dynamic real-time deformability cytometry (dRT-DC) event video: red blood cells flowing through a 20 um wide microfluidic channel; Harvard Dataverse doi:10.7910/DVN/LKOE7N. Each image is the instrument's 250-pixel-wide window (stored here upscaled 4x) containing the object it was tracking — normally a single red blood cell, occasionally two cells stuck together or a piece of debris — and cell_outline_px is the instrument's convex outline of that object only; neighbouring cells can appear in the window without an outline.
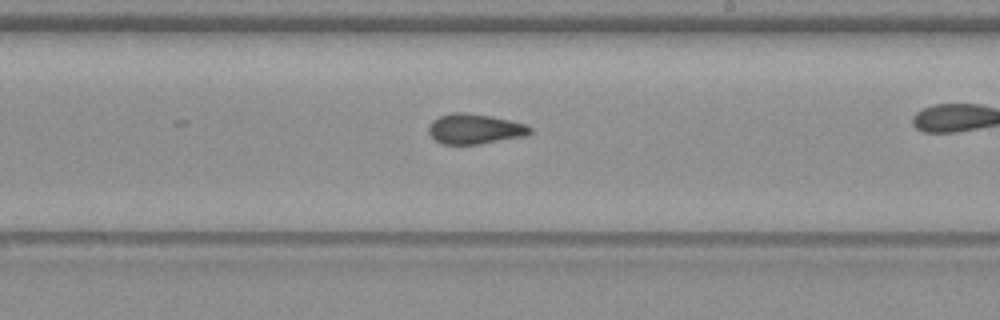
{"species": "common noctule bat (a hibernating species)", "species_latin": "Nyctalus noctula", "temperature_condition": "warm", "stored_images_in_passage": 35, "camera_frame_rate_fps": 3000, "um_per_image_px": 0.085, "animal": {"sex": "female", "body_mass_g": 19.3, "forearm_length_mm": 54.1}, "frame": {"image": 1, "passage_image": 25, "time_ms": 8.0, "image_size_px": [1000, 320], "cell_outline_px": [[532, 132], [528, 136], [480, 144], [444, 144], [436, 140], [428, 132], [428, 128], [432, 120], [440, 116], [452, 112], [464, 112], [492, 116], [524, 124], [532, 128]], "centroid_in_image_um": [40.37, 10.96], "position_along_channel_um": 248.6, "area_um2": 17.86}}